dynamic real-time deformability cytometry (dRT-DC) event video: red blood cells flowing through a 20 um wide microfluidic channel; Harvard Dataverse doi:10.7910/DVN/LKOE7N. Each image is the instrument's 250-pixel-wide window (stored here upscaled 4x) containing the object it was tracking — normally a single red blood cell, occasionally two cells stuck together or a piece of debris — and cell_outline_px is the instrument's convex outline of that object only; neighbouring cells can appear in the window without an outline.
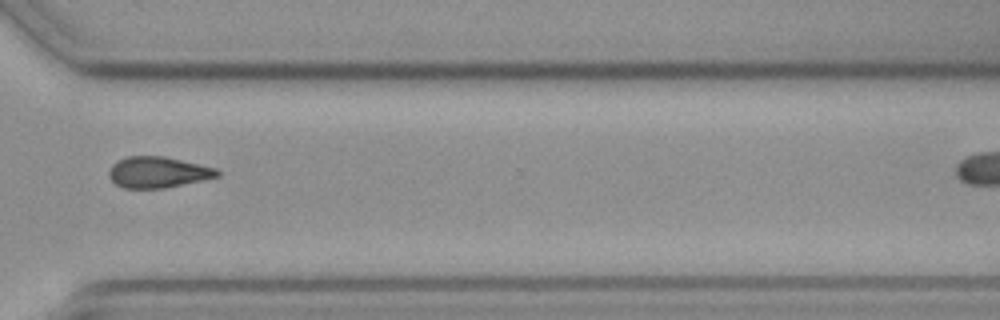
{"species": "common noctule bat (a hibernating species)", "species_latin": "Nyctalus noctula", "temperature_condition": "cold", "stored_images_in_passage": 12, "camera_frame_rate_fps": 3000, "um_per_image_px": 0.085, "animal": {"sex": "female", "body_mass_g": 19.3, "forearm_length_mm": 54.1}, "frame": {"image": 1, "passage_image": 10, "time_ms": 11.667, "image_size_px": [1000, 320], "cell_outline_px": [[220, 176], [164, 188], [124, 188], [116, 184], [112, 180], [108, 172], [112, 164], [128, 156], [164, 156], [216, 168], [220, 172]], "centroid_in_image_um": [13.42, 14.64], "position_along_channel_um": 357.2, "area_um2": 19.36}, "authors_computed_cell_mechanics": {"area_um2": 18.0336, "velocity_mm_per_s": 3.644, "shape_relaxation_time_tau1_ms": null, "shape_relaxation_time_tau2_ms": 3.6577, "deformation_change_tau1": null, "deformation_change_tau2": 0.069}}